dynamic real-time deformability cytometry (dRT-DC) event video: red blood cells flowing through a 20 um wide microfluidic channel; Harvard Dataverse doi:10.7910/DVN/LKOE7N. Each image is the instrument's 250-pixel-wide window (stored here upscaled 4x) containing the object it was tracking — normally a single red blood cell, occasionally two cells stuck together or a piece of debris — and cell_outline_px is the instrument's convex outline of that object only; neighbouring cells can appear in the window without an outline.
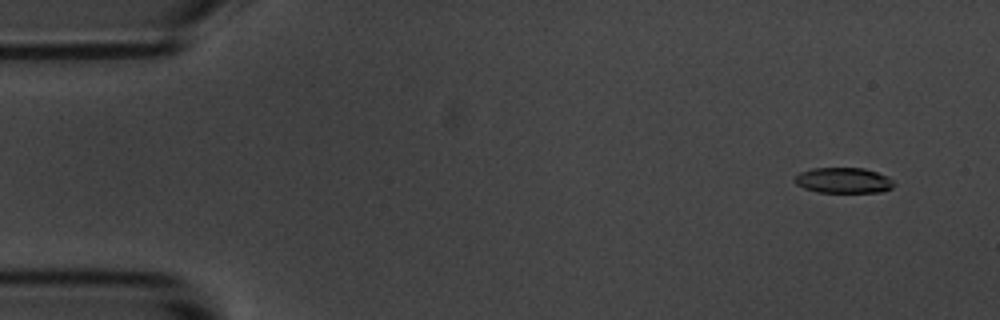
{"species": "common noctule bat (a hibernating species)", "species_latin": "Nyctalus noctula", "temperature_condition": "room temperature", "stored_images_in_passage": 5, "camera_frame_rate_fps": 3000, "um_per_image_px": 0.085, "animal": {"sex": "male", "body_mass_g": 20.1, "forearm_length_mm": 53.5}, "frame": {"image": 1, "passage_image": 1, "time_ms": 0.0, "image_size_px": [1000, 320], "cell_outline_px": [[896, 184], [892, 188], [880, 192], [816, 192], [804, 188], [796, 184], [796, 176], [800, 172], [812, 168], [864, 168], [888, 176]], "centroid_in_image_um": [71.72, 15.33], "position_along_channel_um": 13.3, "area_um2": 14.74}}